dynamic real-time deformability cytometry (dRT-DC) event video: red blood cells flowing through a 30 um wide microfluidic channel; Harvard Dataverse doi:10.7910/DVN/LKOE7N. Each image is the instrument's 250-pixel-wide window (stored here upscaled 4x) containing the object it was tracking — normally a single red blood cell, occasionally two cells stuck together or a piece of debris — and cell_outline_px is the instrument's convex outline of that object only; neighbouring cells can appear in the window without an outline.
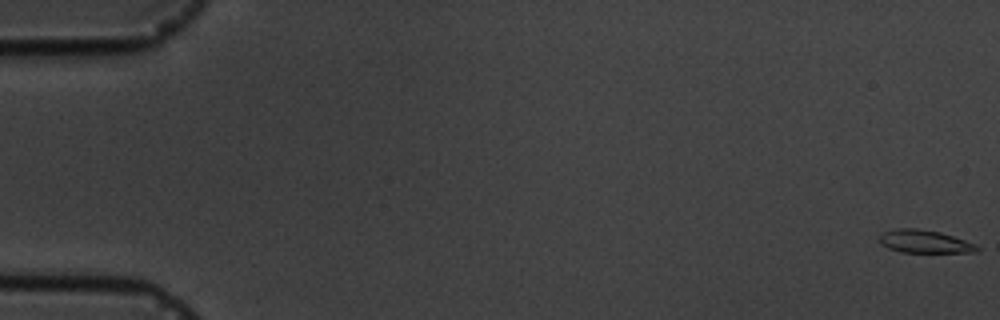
{"species": "common noctule bat (a hibernating species)", "species_latin": "Nyctalus noctula", "temperature_condition": "cold", "stored_images_in_passage": 16, "camera_frame_rate_fps": 3000, "um_per_image_px": 0.085, "animal": {"sex": "male", "body_mass_g": 19.5, "forearm_length_mm": 54.6}, "frame": {"image": 1, "passage_image": 1, "time_ms": 0.0, "image_size_px": [1000, 320], "cell_outline_px": [[980, 248], [976, 252], [900, 252], [888, 248], [880, 244], [880, 236], [884, 232], [896, 228], [916, 228], [940, 232], [976, 244]], "centroid_in_image_um": [78.57, 20.53], "position_along_channel_um": 6.4, "area_um2": 12.95}}
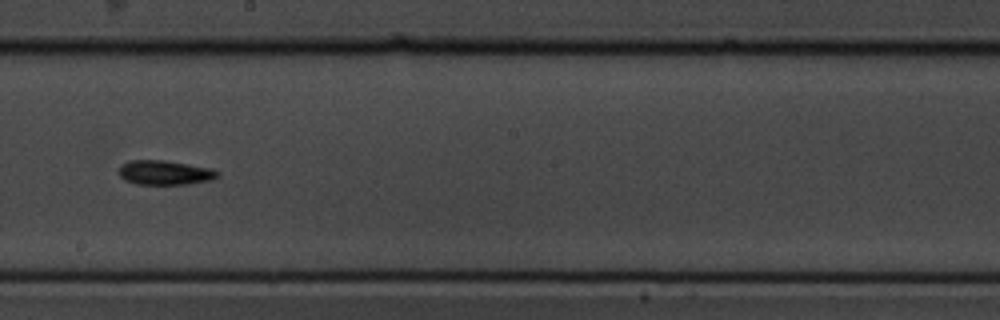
{"frame": {"image": 2, "passage_image": 10, "time_ms": 10.667, "image_size_px": [1000, 320], "cell_outline_px": [[220, 176], [212, 180], [188, 184], [136, 184], [124, 180], [120, 176], [120, 164], [128, 160], [164, 160], [212, 168], [220, 172]], "centroid_in_image_um": [14.03, 14.67], "position_along_channel_um": 234.2, "area_um2": 14.22}}
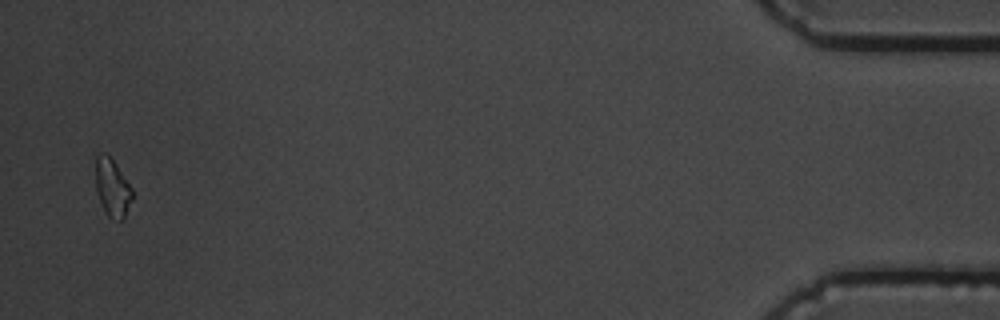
{"frame": {"image": 3, "passage_image": 16, "time_ms": 18.333, "image_size_px": [1000, 320], "cell_outline_px": [[132, 200], [124, 220], [112, 220], [104, 212], [96, 188], [96, 156], [100, 152], [104, 152], [116, 164], [132, 188]], "centroid_in_image_um": [9.56, 15.99], "position_along_channel_um": 425.6, "area_um2": 12.37}}